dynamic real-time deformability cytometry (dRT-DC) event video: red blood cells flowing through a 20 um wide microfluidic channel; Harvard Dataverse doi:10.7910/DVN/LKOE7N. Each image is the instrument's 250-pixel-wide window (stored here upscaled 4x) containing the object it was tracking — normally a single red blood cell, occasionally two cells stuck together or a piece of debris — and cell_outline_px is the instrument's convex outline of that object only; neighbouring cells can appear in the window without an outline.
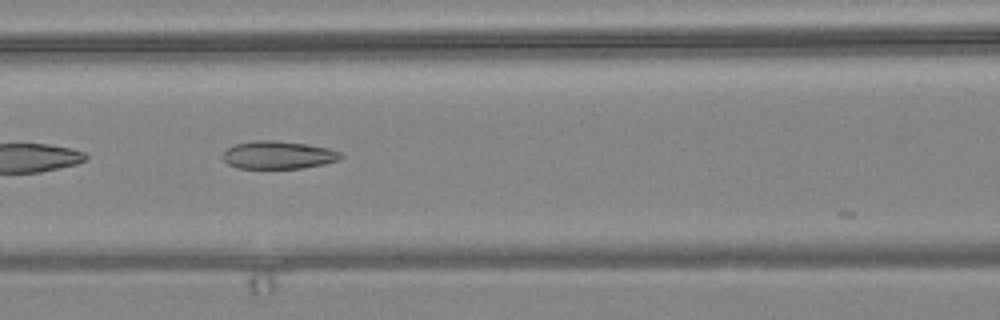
{"species": "common noctule bat (a hibernating species)", "species_latin": "Nyctalus noctula", "temperature_condition": "warm", "stored_images_in_passage": 38, "camera_frame_rate_fps": 3000, "um_per_image_px": 0.085, "animal": {"sex": "female", "body_mass_g": 24.6, "forearm_length_mm": 56.2}, "frame": {"image": 1, "passage_image": 6, "time_ms": 1.667, "image_size_px": [1000, 320], "cell_outline_px": [[344, 156], [340, 160], [324, 164], [304, 168], [236, 168], [228, 164], [224, 160], [224, 152], [232, 144], [252, 140], [276, 140], [308, 144], [328, 148], [340, 152]], "centroid_in_image_um": [23.66, 13.16], "position_along_channel_um": 142.9, "area_um2": 19.36}}
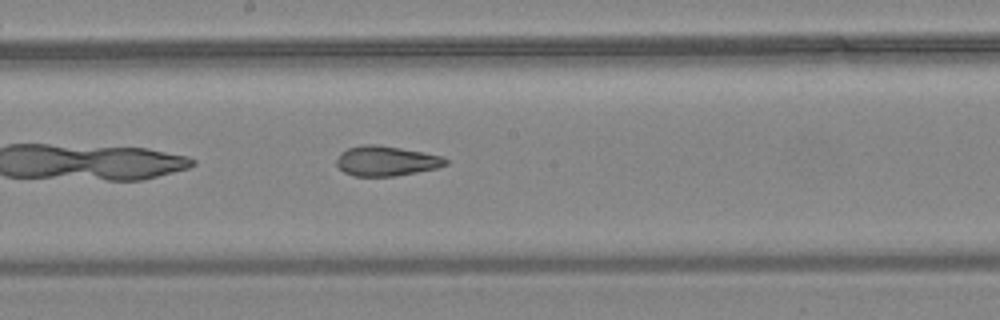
{"frame": {"image": 2, "passage_image": 12, "time_ms": 3.667, "image_size_px": [1000, 320], "cell_outline_px": [[448, 164], [436, 168], [416, 172], [392, 176], [356, 176], [344, 172], [336, 164], [336, 160], [340, 152], [348, 148], [364, 144], [376, 144], [400, 148], [440, 156], [448, 160]], "centroid_in_image_um": [32.79, 13.68], "position_along_channel_um": 215.4, "area_um2": 18.79}}
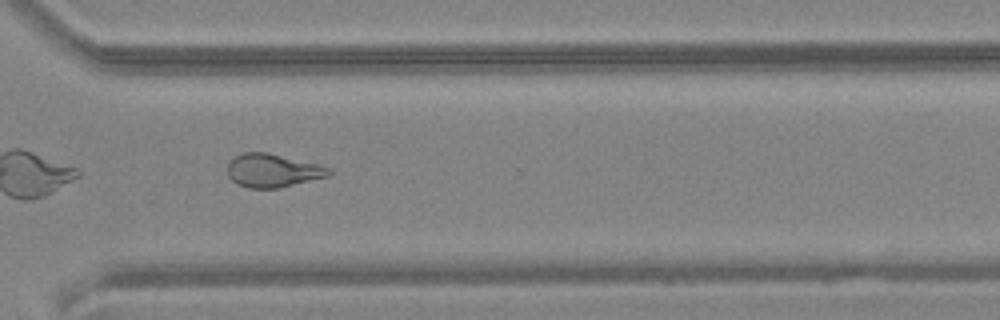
{"frame": {"image": 3, "passage_image": 23, "time_ms": 7.333, "image_size_px": [1000, 320], "cell_outline_px": [[332, 172], [328, 176], [280, 188], [248, 188], [236, 184], [228, 176], [228, 164], [236, 156], [244, 152], [268, 152], [316, 164], [328, 168]], "centroid_in_image_um": [23.15, 14.5], "position_along_channel_um": 347.4, "area_um2": 19.54}, "authors_computed_cell_mechanics": {"area_um2": 19.363, "velocity_mm_per_s": 3.6139, "shape_relaxation_time_tau1_ms": null, "shape_relaxation_time_tau2_ms": 1.9363, "deformation_change_tau1": null, "deformation_change_tau2": 0.0497}}